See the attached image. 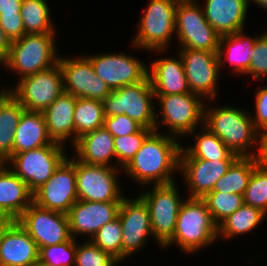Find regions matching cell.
Here are the masks:
<instances>
[{
  "instance_id": "6da1fadb",
  "label": "cell",
  "mask_w": 267,
  "mask_h": 266,
  "mask_svg": "<svg viewBox=\"0 0 267 266\" xmlns=\"http://www.w3.org/2000/svg\"><path fill=\"white\" fill-rule=\"evenodd\" d=\"M178 139L164 132L153 131L123 168L125 174L142 187L175 182L173 174L179 172L182 148Z\"/></svg>"
},
{
  "instance_id": "7a4b0ae2",
  "label": "cell",
  "mask_w": 267,
  "mask_h": 266,
  "mask_svg": "<svg viewBox=\"0 0 267 266\" xmlns=\"http://www.w3.org/2000/svg\"><path fill=\"white\" fill-rule=\"evenodd\" d=\"M203 125L218 136L232 153L239 157H254L259 131L246 110L230 105L211 108L206 102Z\"/></svg>"
},
{
  "instance_id": "3957f363",
  "label": "cell",
  "mask_w": 267,
  "mask_h": 266,
  "mask_svg": "<svg viewBox=\"0 0 267 266\" xmlns=\"http://www.w3.org/2000/svg\"><path fill=\"white\" fill-rule=\"evenodd\" d=\"M218 225L214 222L206 203L201 198L184 199L178 212L173 237L162 247L176 245L187 254L217 242Z\"/></svg>"
},
{
  "instance_id": "277c9868",
  "label": "cell",
  "mask_w": 267,
  "mask_h": 266,
  "mask_svg": "<svg viewBox=\"0 0 267 266\" xmlns=\"http://www.w3.org/2000/svg\"><path fill=\"white\" fill-rule=\"evenodd\" d=\"M56 33L24 34L12 41L8 56L0 63L20 77L46 70L58 63Z\"/></svg>"
},
{
  "instance_id": "5b68a950",
  "label": "cell",
  "mask_w": 267,
  "mask_h": 266,
  "mask_svg": "<svg viewBox=\"0 0 267 266\" xmlns=\"http://www.w3.org/2000/svg\"><path fill=\"white\" fill-rule=\"evenodd\" d=\"M157 106L155 131L159 130L161 124L167 127V133L174 137H187L190 132L197 130L198 126L204 124L205 99L196 93L155 95ZM205 101V102H204ZM159 103V104H158ZM161 116V118H159ZM162 119V120H161ZM160 122V123H159Z\"/></svg>"
},
{
  "instance_id": "8992f818",
  "label": "cell",
  "mask_w": 267,
  "mask_h": 266,
  "mask_svg": "<svg viewBox=\"0 0 267 266\" xmlns=\"http://www.w3.org/2000/svg\"><path fill=\"white\" fill-rule=\"evenodd\" d=\"M179 0H149L139 19L138 31L131 46L147 51L164 52L175 33Z\"/></svg>"
},
{
  "instance_id": "52a82bcc",
  "label": "cell",
  "mask_w": 267,
  "mask_h": 266,
  "mask_svg": "<svg viewBox=\"0 0 267 266\" xmlns=\"http://www.w3.org/2000/svg\"><path fill=\"white\" fill-rule=\"evenodd\" d=\"M155 95L150 78L112 90L102 101L105 117L125 114L144 128L155 131ZM154 103H153V101Z\"/></svg>"
},
{
  "instance_id": "ba28073f",
  "label": "cell",
  "mask_w": 267,
  "mask_h": 266,
  "mask_svg": "<svg viewBox=\"0 0 267 266\" xmlns=\"http://www.w3.org/2000/svg\"><path fill=\"white\" fill-rule=\"evenodd\" d=\"M175 21V35L180 48L219 50L221 36L208 23L197 0H179Z\"/></svg>"
},
{
  "instance_id": "9c48e42d",
  "label": "cell",
  "mask_w": 267,
  "mask_h": 266,
  "mask_svg": "<svg viewBox=\"0 0 267 266\" xmlns=\"http://www.w3.org/2000/svg\"><path fill=\"white\" fill-rule=\"evenodd\" d=\"M65 145L53 141L43 147L14 154L5 164L34 193L47 182L55 169L68 156Z\"/></svg>"
},
{
  "instance_id": "30bf717a",
  "label": "cell",
  "mask_w": 267,
  "mask_h": 266,
  "mask_svg": "<svg viewBox=\"0 0 267 266\" xmlns=\"http://www.w3.org/2000/svg\"><path fill=\"white\" fill-rule=\"evenodd\" d=\"M177 187L176 182L153 185L151 190L138 194L149 209L153 237L161 247L173 237L178 212L184 202Z\"/></svg>"
},
{
  "instance_id": "8fae6325",
  "label": "cell",
  "mask_w": 267,
  "mask_h": 266,
  "mask_svg": "<svg viewBox=\"0 0 267 266\" xmlns=\"http://www.w3.org/2000/svg\"><path fill=\"white\" fill-rule=\"evenodd\" d=\"M9 90L27 111L43 112L64 92L63 76L59 63L49 69L26 76Z\"/></svg>"
},
{
  "instance_id": "7c38bea8",
  "label": "cell",
  "mask_w": 267,
  "mask_h": 266,
  "mask_svg": "<svg viewBox=\"0 0 267 266\" xmlns=\"http://www.w3.org/2000/svg\"><path fill=\"white\" fill-rule=\"evenodd\" d=\"M118 167L90 165L75 157L78 200L92 202H121L123 196Z\"/></svg>"
},
{
  "instance_id": "4fadbf2b",
  "label": "cell",
  "mask_w": 267,
  "mask_h": 266,
  "mask_svg": "<svg viewBox=\"0 0 267 266\" xmlns=\"http://www.w3.org/2000/svg\"><path fill=\"white\" fill-rule=\"evenodd\" d=\"M178 51L190 91L202 96L208 102L216 100L219 73H221L218 51L188 48H179Z\"/></svg>"
},
{
  "instance_id": "5bb4252c",
  "label": "cell",
  "mask_w": 267,
  "mask_h": 266,
  "mask_svg": "<svg viewBox=\"0 0 267 266\" xmlns=\"http://www.w3.org/2000/svg\"><path fill=\"white\" fill-rule=\"evenodd\" d=\"M77 200L75 158L67 156L50 179L33 193V203L44 209L67 214Z\"/></svg>"
},
{
  "instance_id": "9a60e30c",
  "label": "cell",
  "mask_w": 267,
  "mask_h": 266,
  "mask_svg": "<svg viewBox=\"0 0 267 266\" xmlns=\"http://www.w3.org/2000/svg\"><path fill=\"white\" fill-rule=\"evenodd\" d=\"M36 242L38 249L71 238L67 214L44 209L32 203L16 220Z\"/></svg>"
},
{
  "instance_id": "2e32d148",
  "label": "cell",
  "mask_w": 267,
  "mask_h": 266,
  "mask_svg": "<svg viewBox=\"0 0 267 266\" xmlns=\"http://www.w3.org/2000/svg\"><path fill=\"white\" fill-rule=\"evenodd\" d=\"M120 53H101L86 55L91 61L96 75L101 78L111 90L132 85L148 78L149 66L139 58ZM145 63V64H144Z\"/></svg>"
},
{
  "instance_id": "e0dca14e",
  "label": "cell",
  "mask_w": 267,
  "mask_h": 266,
  "mask_svg": "<svg viewBox=\"0 0 267 266\" xmlns=\"http://www.w3.org/2000/svg\"><path fill=\"white\" fill-rule=\"evenodd\" d=\"M68 58L59 55L58 63L62 70L63 90L76 98L103 101L112 90L99 78L86 56Z\"/></svg>"
},
{
  "instance_id": "ac0fdd59",
  "label": "cell",
  "mask_w": 267,
  "mask_h": 266,
  "mask_svg": "<svg viewBox=\"0 0 267 266\" xmlns=\"http://www.w3.org/2000/svg\"><path fill=\"white\" fill-rule=\"evenodd\" d=\"M118 217L122 225V261L144 248L148 238H153L149 209L137 195L122 199ZM152 236V237H151Z\"/></svg>"
},
{
  "instance_id": "d6986e66",
  "label": "cell",
  "mask_w": 267,
  "mask_h": 266,
  "mask_svg": "<svg viewBox=\"0 0 267 266\" xmlns=\"http://www.w3.org/2000/svg\"><path fill=\"white\" fill-rule=\"evenodd\" d=\"M120 204L77 200L67 213L71 237L87 235L90 241L102 226L118 217Z\"/></svg>"
},
{
  "instance_id": "ffe728a7",
  "label": "cell",
  "mask_w": 267,
  "mask_h": 266,
  "mask_svg": "<svg viewBox=\"0 0 267 266\" xmlns=\"http://www.w3.org/2000/svg\"><path fill=\"white\" fill-rule=\"evenodd\" d=\"M235 160L209 161L203 159H179V173L187 186V197L203 198L215 183L228 171Z\"/></svg>"
},
{
  "instance_id": "44dd1931",
  "label": "cell",
  "mask_w": 267,
  "mask_h": 266,
  "mask_svg": "<svg viewBox=\"0 0 267 266\" xmlns=\"http://www.w3.org/2000/svg\"><path fill=\"white\" fill-rule=\"evenodd\" d=\"M205 18L220 36L245 30L248 0H204Z\"/></svg>"
},
{
  "instance_id": "7402d4cb",
  "label": "cell",
  "mask_w": 267,
  "mask_h": 266,
  "mask_svg": "<svg viewBox=\"0 0 267 266\" xmlns=\"http://www.w3.org/2000/svg\"><path fill=\"white\" fill-rule=\"evenodd\" d=\"M39 262V249L30 235L14 221L0 242V266H34Z\"/></svg>"
},
{
  "instance_id": "603a6c76",
  "label": "cell",
  "mask_w": 267,
  "mask_h": 266,
  "mask_svg": "<svg viewBox=\"0 0 267 266\" xmlns=\"http://www.w3.org/2000/svg\"><path fill=\"white\" fill-rule=\"evenodd\" d=\"M177 58L162 57L153 60L148 71L154 95L192 93L179 53Z\"/></svg>"
},
{
  "instance_id": "cb8c5ba5",
  "label": "cell",
  "mask_w": 267,
  "mask_h": 266,
  "mask_svg": "<svg viewBox=\"0 0 267 266\" xmlns=\"http://www.w3.org/2000/svg\"><path fill=\"white\" fill-rule=\"evenodd\" d=\"M33 203V193L5 163H0V215L16 221Z\"/></svg>"
},
{
  "instance_id": "d4e9b609",
  "label": "cell",
  "mask_w": 267,
  "mask_h": 266,
  "mask_svg": "<svg viewBox=\"0 0 267 266\" xmlns=\"http://www.w3.org/2000/svg\"><path fill=\"white\" fill-rule=\"evenodd\" d=\"M76 97L63 92L42 112L47 127L48 136L52 141L65 145H74V111ZM70 139V141H69Z\"/></svg>"
},
{
  "instance_id": "484cf974",
  "label": "cell",
  "mask_w": 267,
  "mask_h": 266,
  "mask_svg": "<svg viewBox=\"0 0 267 266\" xmlns=\"http://www.w3.org/2000/svg\"><path fill=\"white\" fill-rule=\"evenodd\" d=\"M73 149L76 153L74 157L81 162L117 167L114 137L104 127L82 135L73 145Z\"/></svg>"
},
{
  "instance_id": "4316f807",
  "label": "cell",
  "mask_w": 267,
  "mask_h": 266,
  "mask_svg": "<svg viewBox=\"0 0 267 266\" xmlns=\"http://www.w3.org/2000/svg\"><path fill=\"white\" fill-rule=\"evenodd\" d=\"M245 31L221 36L218 50L220 69L224 62L229 61L233 72L238 75H246L254 52V43L257 35L248 36ZM226 48V49H225ZM226 51V52H225Z\"/></svg>"
},
{
  "instance_id": "83f0119b",
  "label": "cell",
  "mask_w": 267,
  "mask_h": 266,
  "mask_svg": "<svg viewBox=\"0 0 267 266\" xmlns=\"http://www.w3.org/2000/svg\"><path fill=\"white\" fill-rule=\"evenodd\" d=\"M25 108L9 91L0 89V163L13 156L15 129Z\"/></svg>"
},
{
  "instance_id": "f1b7e54d",
  "label": "cell",
  "mask_w": 267,
  "mask_h": 266,
  "mask_svg": "<svg viewBox=\"0 0 267 266\" xmlns=\"http://www.w3.org/2000/svg\"><path fill=\"white\" fill-rule=\"evenodd\" d=\"M13 155L51 144L42 112L24 110L15 129Z\"/></svg>"
},
{
  "instance_id": "f546056e",
  "label": "cell",
  "mask_w": 267,
  "mask_h": 266,
  "mask_svg": "<svg viewBox=\"0 0 267 266\" xmlns=\"http://www.w3.org/2000/svg\"><path fill=\"white\" fill-rule=\"evenodd\" d=\"M200 129V130H199ZM200 132H190L188 137L195 136L193 146L182 145L179 159H203L209 161L236 160L239 156L232 153L226 144L204 125L198 128ZM185 148V149H184Z\"/></svg>"
},
{
  "instance_id": "4dcf8cb0",
  "label": "cell",
  "mask_w": 267,
  "mask_h": 266,
  "mask_svg": "<svg viewBox=\"0 0 267 266\" xmlns=\"http://www.w3.org/2000/svg\"><path fill=\"white\" fill-rule=\"evenodd\" d=\"M266 216L262 210L244 204L218 225V239L227 240L253 232Z\"/></svg>"
},
{
  "instance_id": "1f68e13d",
  "label": "cell",
  "mask_w": 267,
  "mask_h": 266,
  "mask_svg": "<svg viewBox=\"0 0 267 266\" xmlns=\"http://www.w3.org/2000/svg\"><path fill=\"white\" fill-rule=\"evenodd\" d=\"M255 166L254 157H238L228 171L215 183L211 192L244 195Z\"/></svg>"
},
{
  "instance_id": "d6a6232c",
  "label": "cell",
  "mask_w": 267,
  "mask_h": 266,
  "mask_svg": "<svg viewBox=\"0 0 267 266\" xmlns=\"http://www.w3.org/2000/svg\"><path fill=\"white\" fill-rule=\"evenodd\" d=\"M104 110L100 100L76 98L74 111V144L82 135L104 126Z\"/></svg>"
},
{
  "instance_id": "836d02e7",
  "label": "cell",
  "mask_w": 267,
  "mask_h": 266,
  "mask_svg": "<svg viewBox=\"0 0 267 266\" xmlns=\"http://www.w3.org/2000/svg\"><path fill=\"white\" fill-rule=\"evenodd\" d=\"M20 14L26 34L56 33L46 0H23Z\"/></svg>"
},
{
  "instance_id": "e575fe53",
  "label": "cell",
  "mask_w": 267,
  "mask_h": 266,
  "mask_svg": "<svg viewBox=\"0 0 267 266\" xmlns=\"http://www.w3.org/2000/svg\"><path fill=\"white\" fill-rule=\"evenodd\" d=\"M202 200L217 225L244 205L243 195L235 193L210 192Z\"/></svg>"
},
{
  "instance_id": "d590c367",
  "label": "cell",
  "mask_w": 267,
  "mask_h": 266,
  "mask_svg": "<svg viewBox=\"0 0 267 266\" xmlns=\"http://www.w3.org/2000/svg\"><path fill=\"white\" fill-rule=\"evenodd\" d=\"M90 241L121 264L122 225L119 217L102 226Z\"/></svg>"
},
{
  "instance_id": "8d00e7d4",
  "label": "cell",
  "mask_w": 267,
  "mask_h": 266,
  "mask_svg": "<svg viewBox=\"0 0 267 266\" xmlns=\"http://www.w3.org/2000/svg\"><path fill=\"white\" fill-rule=\"evenodd\" d=\"M153 129L142 127L138 132L126 136L114 137V149L117 167L124 168L135 154L140 150L145 139L153 132Z\"/></svg>"
},
{
  "instance_id": "74e56055",
  "label": "cell",
  "mask_w": 267,
  "mask_h": 266,
  "mask_svg": "<svg viewBox=\"0 0 267 266\" xmlns=\"http://www.w3.org/2000/svg\"><path fill=\"white\" fill-rule=\"evenodd\" d=\"M244 204L267 214V171L256 165L245 189Z\"/></svg>"
},
{
  "instance_id": "f35d334b",
  "label": "cell",
  "mask_w": 267,
  "mask_h": 266,
  "mask_svg": "<svg viewBox=\"0 0 267 266\" xmlns=\"http://www.w3.org/2000/svg\"><path fill=\"white\" fill-rule=\"evenodd\" d=\"M77 239L70 238L60 244L39 250V262L46 266H74Z\"/></svg>"
},
{
  "instance_id": "ab89813d",
  "label": "cell",
  "mask_w": 267,
  "mask_h": 266,
  "mask_svg": "<svg viewBox=\"0 0 267 266\" xmlns=\"http://www.w3.org/2000/svg\"><path fill=\"white\" fill-rule=\"evenodd\" d=\"M119 266V262L110 254L102 251L91 241L85 240L78 243L75 254L74 266Z\"/></svg>"
},
{
  "instance_id": "60d3db41",
  "label": "cell",
  "mask_w": 267,
  "mask_h": 266,
  "mask_svg": "<svg viewBox=\"0 0 267 266\" xmlns=\"http://www.w3.org/2000/svg\"><path fill=\"white\" fill-rule=\"evenodd\" d=\"M254 52L246 71L247 75L252 76L254 79L263 81L267 79V32L257 35L254 43Z\"/></svg>"
},
{
  "instance_id": "b9f144b4",
  "label": "cell",
  "mask_w": 267,
  "mask_h": 266,
  "mask_svg": "<svg viewBox=\"0 0 267 266\" xmlns=\"http://www.w3.org/2000/svg\"><path fill=\"white\" fill-rule=\"evenodd\" d=\"M113 137L138 132L142 126L125 114L105 117L103 126Z\"/></svg>"
},
{
  "instance_id": "7bdbcfd3",
  "label": "cell",
  "mask_w": 267,
  "mask_h": 266,
  "mask_svg": "<svg viewBox=\"0 0 267 266\" xmlns=\"http://www.w3.org/2000/svg\"><path fill=\"white\" fill-rule=\"evenodd\" d=\"M266 85V86H265ZM258 89L255 93V114H251V119L258 131L267 129V84Z\"/></svg>"
},
{
  "instance_id": "ee69618b",
  "label": "cell",
  "mask_w": 267,
  "mask_h": 266,
  "mask_svg": "<svg viewBox=\"0 0 267 266\" xmlns=\"http://www.w3.org/2000/svg\"><path fill=\"white\" fill-rule=\"evenodd\" d=\"M0 28L11 41L26 34L21 15L0 16Z\"/></svg>"
},
{
  "instance_id": "f6af8a7d",
  "label": "cell",
  "mask_w": 267,
  "mask_h": 266,
  "mask_svg": "<svg viewBox=\"0 0 267 266\" xmlns=\"http://www.w3.org/2000/svg\"><path fill=\"white\" fill-rule=\"evenodd\" d=\"M254 159L256 165L267 171V129L258 132L257 149Z\"/></svg>"
},
{
  "instance_id": "bcb514c9",
  "label": "cell",
  "mask_w": 267,
  "mask_h": 266,
  "mask_svg": "<svg viewBox=\"0 0 267 266\" xmlns=\"http://www.w3.org/2000/svg\"><path fill=\"white\" fill-rule=\"evenodd\" d=\"M23 0H0V16L21 15Z\"/></svg>"
},
{
  "instance_id": "7dc6e473",
  "label": "cell",
  "mask_w": 267,
  "mask_h": 266,
  "mask_svg": "<svg viewBox=\"0 0 267 266\" xmlns=\"http://www.w3.org/2000/svg\"><path fill=\"white\" fill-rule=\"evenodd\" d=\"M12 41L0 28V63L8 56Z\"/></svg>"
},
{
  "instance_id": "c3c4849f",
  "label": "cell",
  "mask_w": 267,
  "mask_h": 266,
  "mask_svg": "<svg viewBox=\"0 0 267 266\" xmlns=\"http://www.w3.org/2000/svg\"><path fill=\"white\" fill-rule=\"evenodd\" d=\"M13 222L14 220L12 218L0 215V242L4 232Z\"/></svg>"
},
{
  "instance_id": "681fc988",
  "label": "cell",
  "mask_w": 267,
  "mask_h": 266,
  "mask_svg": "<svg viewBox=\"0 0 267 266\" xmlns=\"http://www.w3.org/2000/svg\"><path fill=\"white\" fill-rule=\"evenodd\" d=\"M250 3H255L256 5H259L260 8H264L265 11L267 10V0H248Z\"/></svg>"
},
{
  "instance_id": "f907efd6",
  "label": "cell",
  "mask_w": 267,
  "mask_h": 266,
  "mask_svg": "<svg viewBox=\"0 0 267 266\" xmlns=\"http://www.w3.org/2000/svg\"><path fill=\"white\" fill-rule=\"evenodd\" d=\"M34 266H46V265H43V264H41L40 262H38V263L35 264Z\"/></svg>"
}]
</instances>
